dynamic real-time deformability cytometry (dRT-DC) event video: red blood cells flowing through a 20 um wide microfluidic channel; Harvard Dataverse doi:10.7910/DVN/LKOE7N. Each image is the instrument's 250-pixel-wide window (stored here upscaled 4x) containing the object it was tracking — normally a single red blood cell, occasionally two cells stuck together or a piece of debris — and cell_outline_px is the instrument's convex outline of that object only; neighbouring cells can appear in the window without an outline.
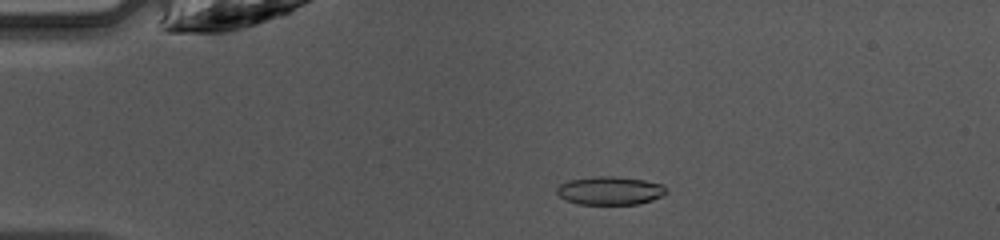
{"species": "common noctule bat (a hibernating species)", "species_latin": "Nyctalus noctula", "temperature_condition": "warm", "stored_images_in_passage": 47, "camera_frame_rate_fps": 3000, "um_per_image_px": 0.085, "animal": {"sex": "female", "body_mass_g": 10.0, "forearm_length_mm": 53.1}, "frame": {"image": 1, "passage_image": 10, "time_ms": 3.0, "image_size_px": [1000, 240], "cell_outline_px": [[668, 192], [652, 200], [636, 204], [580, 204], [564, 200], [556, 192], [556, 188], [560, 184], [568, 180], [596, 176], [616, 176], [644, 180], [664, 184], [668, 188]], "centroid_in_image_um": [51.86, 16.19], "position_along_channel_um": 33.1, "area_um2": 18.21}}
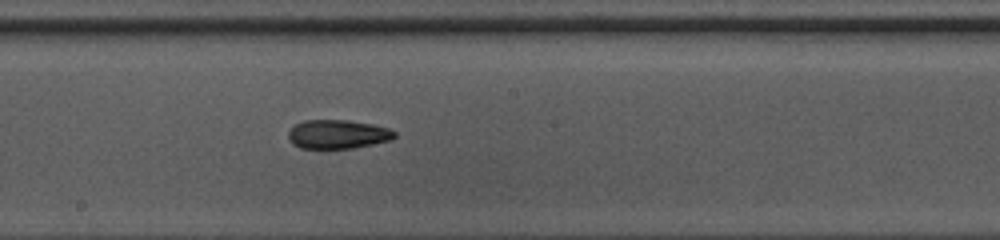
{"frame": {"image": 2, "passage_image": 26, "time_ms": 8.333, "image_size_px": [1000, 240], "cell_outline_px": [[396, 136], [392, 140], [352, 148], [300, 148], [292, 144], [288, 136], [288, 132], [296, 124], [304, 120], [348, 120], [372, 124], [388, 128], [396, 132]], "centroid_in_image_um": [28.71, 11.41], "position_along_channel_um": 219.5, "area_um2": 17.86}}
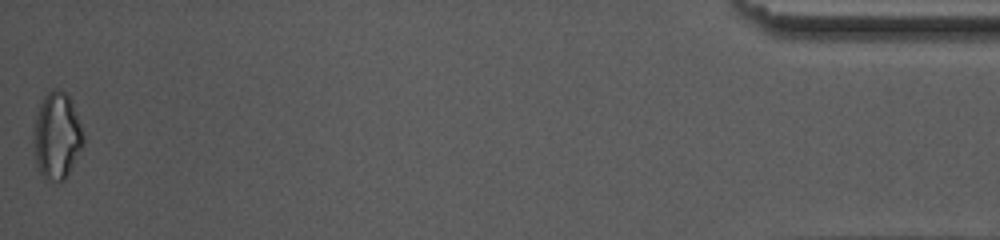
{"frame": {"image": 3, "passage_image": 47, "time_ms": 15.333, "image_size_px": [1000, 240], "cell_outline_px": [[84, 144], [64, 180], [52, 180], [44, 176], [40, 172], [36, 164], [32, 132], [32, 128], [36, 112], [40, 100], [52, 88], [56, 88], [64, 92], [72, 100], [84, 136]], "centroid_in_image_um": [4.81, 11.48], "position_along_channel_um": 430.4, "area_um2": 25.26}, "authors_computed_cell_mechanics": {"area_um2": 18.2648, "velocity_mm_per_s": 4.2691, "shape_relaxation_time_tau1_ms": null, "shape_relaxation_time_tau2_ms": 3.4974, "deformation_change_tau1": null, "deformation_change_tau2": 0.1208}}